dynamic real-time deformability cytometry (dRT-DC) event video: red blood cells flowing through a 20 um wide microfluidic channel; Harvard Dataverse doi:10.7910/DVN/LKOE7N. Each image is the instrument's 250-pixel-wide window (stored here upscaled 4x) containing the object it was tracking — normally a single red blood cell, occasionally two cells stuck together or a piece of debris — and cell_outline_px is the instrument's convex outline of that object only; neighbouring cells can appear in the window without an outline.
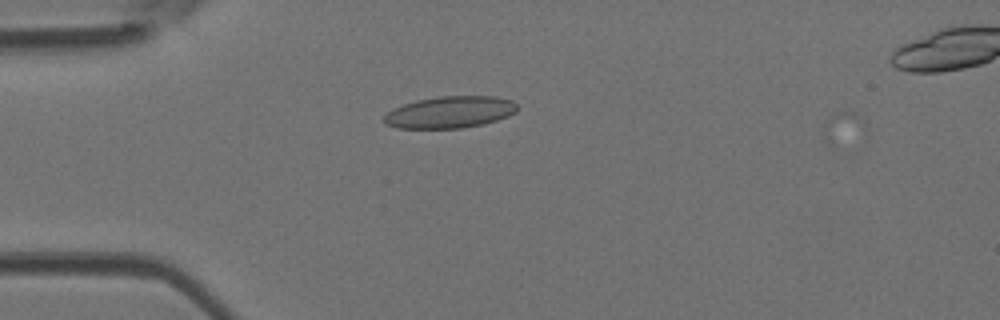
{"species": "Egyptian fruit bat (a non-hibernating species)", "species_latin": "Rousettus aegyptiacus", "temperature_condition": "room temperature", "stored_images_in_passage": 6, "camera_frame_rate_fps": 3000, "um_per_image_px": 0.085, "animal": {"sex": "female"}, "frame": {"image": 1, "passage_image": 5, "time_ms": 1.333, "image_size_px": [1000, 320], "cell_outline_px": [[516, 112], [508, 116], [496, 120], [480, 124], [460, 128], [396, 128], [384, 124], [384, 116], [388, 112], [404, 104], [416, 100], [440, 96], [496, 96], [512, 100], [516, 104]], "centroid_in_image_um": [38.24, 9.53], "position_along_channel_um": 46.8, "area_um2": 24.51}}